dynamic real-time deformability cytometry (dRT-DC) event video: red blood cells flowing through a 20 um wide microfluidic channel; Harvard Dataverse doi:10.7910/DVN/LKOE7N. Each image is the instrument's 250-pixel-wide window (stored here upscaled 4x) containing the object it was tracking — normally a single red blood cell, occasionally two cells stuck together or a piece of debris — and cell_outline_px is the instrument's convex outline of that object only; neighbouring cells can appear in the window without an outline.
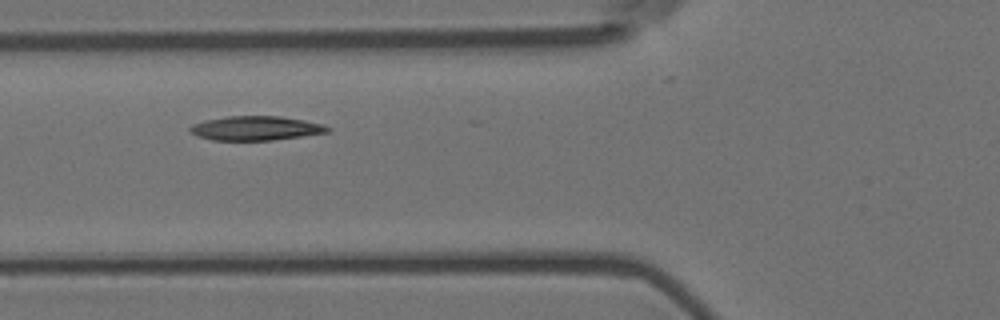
{"species": "Egyptian fruit bat (a non-hibernating species)", "species_latin": "Rousettus aegyptiacus", "temperature_condition": "room temperature", "stored_images_in_passage": 5, "camera_frame_rate_fps": 3000, "um_per_image_px": 0.085, "animal": {"sex": "female"}, "frame": {"image": 1, "passage_image": 4, "time_ms": 1.0, "image_size_px": [1000, 320], "cell_outline_px": [[332, 128], [328, 132], [272, 140], [212, 140], [196, 136], [188, 132], [188, 128], [192, 124], [204, 120], [228, 116], [280, 116], [304, 120], [324, 124]], "centroid_in_image_um": [21.7, 10.89], "position_along_channel_um": 104.1, "area_um2": 19.54}}
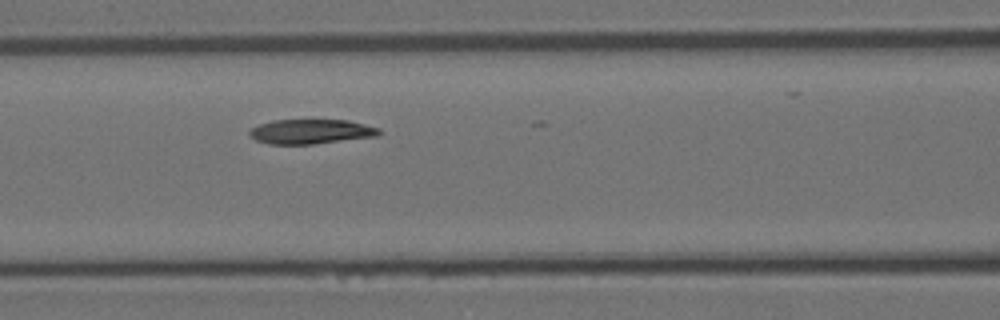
{"frame": {"image": 2, "passage_image": 5, "time_ms": 1.333, "image_size_px": [1000, 320], "cell_outline_px": [[380, 136], [312, 144], [268, 144], [256, 140], [248, 132], [252, 128], [260, 124], [272, 120], [348, 120], [380, 128]], "centroid_in_image_um": [26.46, 11.18], "position_along_channel_um": 140.1, "area_um2": 18.55}}